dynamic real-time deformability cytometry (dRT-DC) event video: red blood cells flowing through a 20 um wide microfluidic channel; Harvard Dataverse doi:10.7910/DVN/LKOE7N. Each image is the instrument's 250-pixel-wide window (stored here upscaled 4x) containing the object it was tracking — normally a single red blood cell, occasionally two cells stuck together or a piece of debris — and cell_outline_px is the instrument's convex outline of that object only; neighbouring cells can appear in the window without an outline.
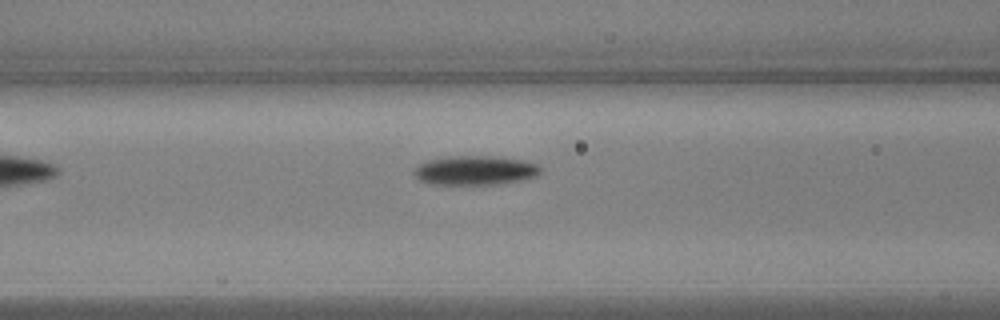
{"species": "common noctule bat (a hibernating species)", "species_latin": "Nyctalus noctula", "temperature_condition": "warm", "stored_images_in_passage": 28, "camera_frame_rate_fps": 3000, "um_per_image_px": 0.085, "animal": {"sex": "male", "body_mass_g": 17.9, "forearm_length_mm": 54.2}, "frame": {"image": 1, "passage_image": 7, "time_ms": 2.0, "image_size_px": [1000, 320], "cell_outline_px": [[540, 172], [536, 176], [520, 180], [500, 184], [432, 184], [420, 180], [412, 172], [420, 164], [428, 160], [448, 156], [500, 156], [524, 160], [536, 164], [540, 168]], "centroid_in_image_um": [40.39, 14.47], "position_along_channel_um": 126.2, "area_um2": 21.5}}
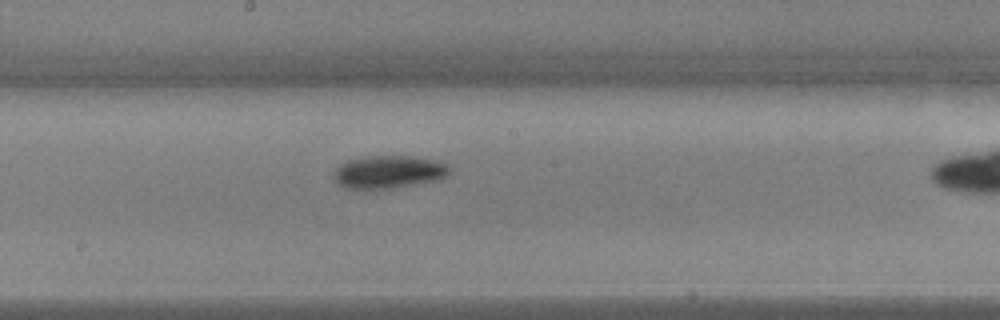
{"frame": {"image": 2, "passage_image": 14, "time_ms": 4.333, "image_size_px": [1000, 320], "cell_outline_px": [[452, 168], [448, 176], [440, 180], [392, 188], [344, 188], [336, 184], [332, 176], [332, 172], [340, 164], [348, 160], [364, 156], [412, 156], [436, 160]], "centroid_in_image_um": [33.02, 14.61], "position_along_channel_um": 215.2, "area_um2": 22.43}}
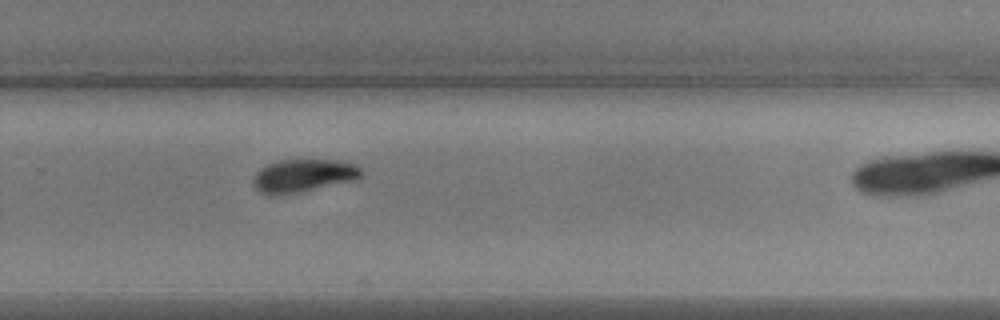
{"frame": {"image": 3, "passage_image": 21, "time_ms": 6.667, "image_size_px": [1000, 320], "cell_outline_px": [[364, 172], [356, 180], [304, 192], [272, 196], [260, 192], [256, 188], [252, 180], [256, 172], [260, 168], [268, 164], [280, 160], [336, 160], [352, 164], [360, 168]], "centroid_in_image_um": [25.77, 14.95], "position_along_channel_um": 304.0, "area_um2": 20.92}}